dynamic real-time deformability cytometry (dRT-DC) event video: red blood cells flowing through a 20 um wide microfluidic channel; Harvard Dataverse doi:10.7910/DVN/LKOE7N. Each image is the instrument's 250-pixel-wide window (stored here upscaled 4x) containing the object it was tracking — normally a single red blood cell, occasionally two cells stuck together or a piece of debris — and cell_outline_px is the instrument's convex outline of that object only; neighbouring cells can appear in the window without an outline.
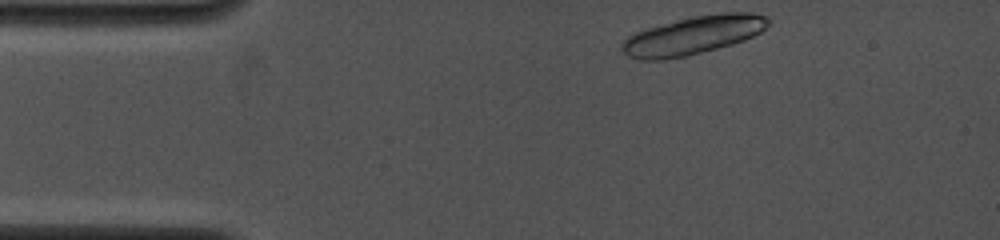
{"species": "common noctule bat (a hibernating species)", "species_latin": "Nyctalus noctula", "temperature_condition": "cold", "stored_images_in_passage": 4, "camera_frame_rate_fps": 4000, "um_per_image_px": 0.085, "animal": {"sex": "female", "body_mass_g": 19.0, "forearm_length_mm": 53.3}, "frame": {"image": 1, "passage_image": 1, "time_ms": 0.0, "image_size_px": [1000, 240], "cell_outline_px": [[772, 20], [760, 32], [744, 40], [732, 44], [688, 56], [664, 60], [640, 60], [628, 56], [620, 48], [620, 44], [628, 36], [636, 32], [648, 28], [676, 20], [692, 16], [724, 12], [752, 12], [764, 16]], "centroid_in_image_um": [58.9, 3.01], "position_along_channel_um": 26.1, "area_um2": 32.71}}